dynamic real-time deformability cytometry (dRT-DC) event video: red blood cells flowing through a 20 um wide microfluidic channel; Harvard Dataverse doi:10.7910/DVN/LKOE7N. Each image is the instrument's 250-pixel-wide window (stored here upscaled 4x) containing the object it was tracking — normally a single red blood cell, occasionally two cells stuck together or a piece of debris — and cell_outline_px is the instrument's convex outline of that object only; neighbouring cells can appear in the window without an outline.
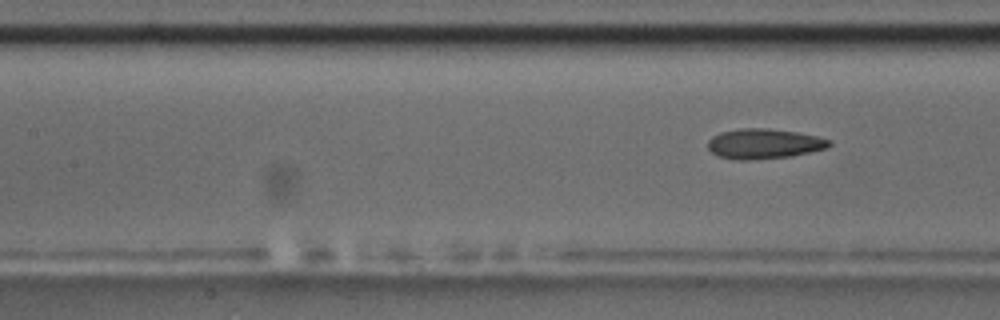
{"species": "common noctule bat (a hibernating species)", "species_latin": "Nyctalus noctula", "temperature_condition": "room temperature", "stored_images_in_passage": 9, "camera_frame_rate_fps": 3000, "um_per_image_px": 0.085, "animal": {"sex": "male", "body_mass_g": 17.5, "forearm_length_mm": 52.3}, "frame": {"image": 1, "passage_image": 9, "time_ms": 9.667, "image_size_px": [1000, 320], "cell_outline_px": [[832, 144], [828, 148], [792, 156], [748, 160], [736, 160], [716, 156], [708, 148], [708, 140], [712, 136], [720, 132], [740, 128], [768, 128], [796, 132], [816, 136], [832, 140]], "centroid_in_image_um": [64.93, 12.22], "position_along_channel_um": 142.5, "area_um2": 21.44}}